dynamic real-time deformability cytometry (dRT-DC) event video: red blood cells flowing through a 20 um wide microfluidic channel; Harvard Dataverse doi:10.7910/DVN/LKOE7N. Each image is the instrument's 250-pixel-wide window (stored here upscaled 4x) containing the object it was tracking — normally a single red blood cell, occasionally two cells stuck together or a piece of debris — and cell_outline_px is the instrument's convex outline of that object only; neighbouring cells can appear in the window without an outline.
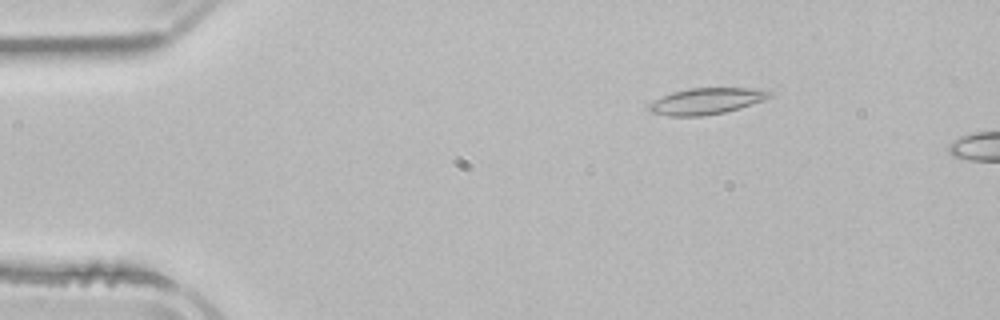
{"species": "common noctule bat (a hibernating species)", "species_latin": "Nyctalus noctula", "temperature_condition": "room temperature", "stored_images_in_passage": 3, "camera_frame_rate_fps": 3000, "um_per_image_px": 0.085, "animal": {"sex": "male", "body_mass_g": 21.5, "forearm_length_mm": 52.0}, "frame": {"image": 1, "passage_image": 2, "time_ms": 1.333, "image_size_px": [1000, 320], "cell_outline_px": [[772, 96], [764, 100], [740, 108], [724, 112], [700, 116], [668, 116], [652, 112], [648, 108], [648, 104], [672, 92], [688, 88], [752, 88], [772, 92]], "centroid_in_image_um": [60.05, 8.59], "position_along_channel_um": 24.9, "area_um2": 18.26}}